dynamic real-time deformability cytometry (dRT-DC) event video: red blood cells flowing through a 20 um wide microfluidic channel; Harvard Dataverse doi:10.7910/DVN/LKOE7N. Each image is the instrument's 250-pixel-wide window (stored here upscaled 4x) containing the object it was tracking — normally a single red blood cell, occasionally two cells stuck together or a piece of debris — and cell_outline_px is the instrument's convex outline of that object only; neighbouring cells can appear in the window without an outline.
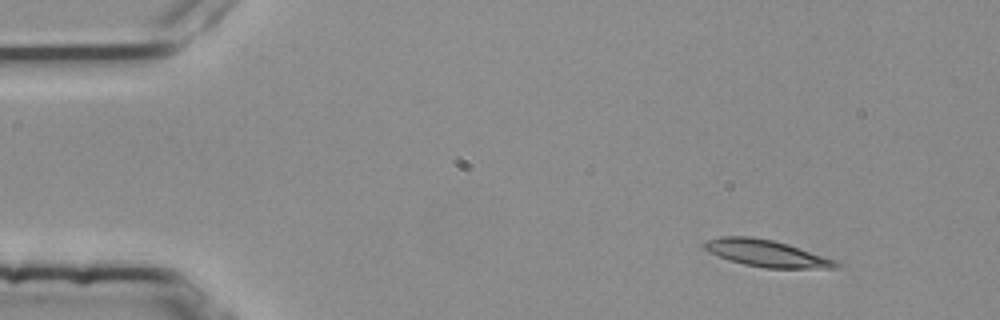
{"species": "common noctule bat (a hibernating species)", "species_latin": "Nyctalus noctula", "temperature_condition": "room temperature", "stored_images_in_passage": 4, "camera_frame_rate_fps": 3000, "um_per_image_px": 0.085, "animal": {"sex": "female", "body_mass_g": 25.1}, "frame": {"image": 1, "passage_image": 2, "time_ms": 0.333, "image_size_px": [1000, 320], "cell_outline_px": [[840, 268], [764, 268], [744, 264], [728, 260], [708, 252], [704, 248], [704, 244], [708, 240], [720, 236], [752, 236], [772, 240], [788, 244], [832, 260], [840, 264]], "centroid_in_image_um": [65.08, 21.53], "position_along_channel_um": 19.9, "area_um2": 20.29}}
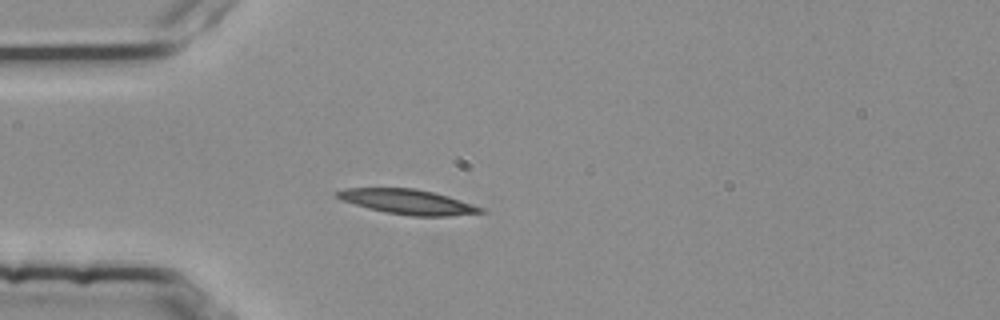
{"frame": {"image": 2, "passage_image": 4, "time_ms": 1.0, "image_size_px": [1000, 320], "cell_outline_px": [[484, 212], [452, 216], [412, 216], [384, 212], [368, 208], [344, 200], [336, 196], [336, 192], [344, 188], [416, 188], [448, 196], [484, 208]], "centroid_in_image_um": [34.68, 17.15], "position_along_channel_um": 50.3, "area_um2": 20.58}}